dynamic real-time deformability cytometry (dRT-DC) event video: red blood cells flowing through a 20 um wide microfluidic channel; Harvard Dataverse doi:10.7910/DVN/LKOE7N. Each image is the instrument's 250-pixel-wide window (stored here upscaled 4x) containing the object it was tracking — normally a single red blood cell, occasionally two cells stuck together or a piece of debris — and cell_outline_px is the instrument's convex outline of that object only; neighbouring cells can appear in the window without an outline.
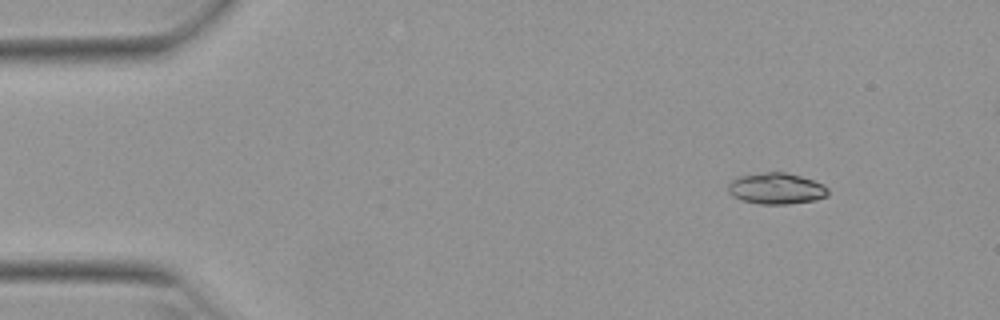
{"species": "Egyptian fruit bat (a non-hibernating species)", "species_latin": "Rousettus aegyptiacus", "temperature_condition": "warm", "stored_images_in_passage": 48, "camera_frame_rate_fps": 3000, "um_per_image_px": 0.085, "animal": {"sex": "female"}, "frame": {"image": 1, "passage_image": 1, "time_ms": 0.0, "image_size_px": [1000, 320], "cell_outline_px": [[828, 196], [816, 200], [788, 204], [760, 204], [740, 200], [732, 196], [728, 192], [728, 184], [736, 176], [768, 172], [784, 172], [800, 176], [824, 184], [828, 188]], "centroid_in_image_um": [65.97, 16.03], "position_along_channel_um": 19.0, "area_um2": 18.32}}
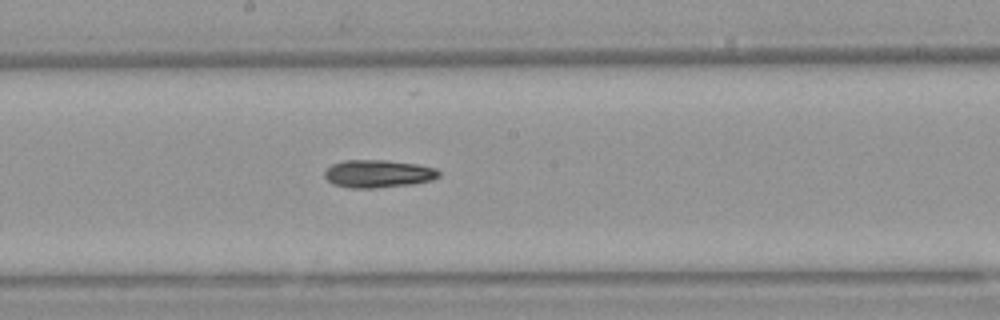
{"frame": {"image": 2, "passage_image": 23, "time_ms": 7.333, "image_size_px": [1000, 320], "cell_outline_px": [[440, 176], [432, 180], [412, 184], [376, 188], [352, 188], [332, 184], [324, 176], [324, 172], [332, 164], [344, 160], [388, 160], [416, 164], [436, 168], [440, 172]], "centroid_in_image_um": [32.15, 14.76], "position_along_channel_um": 216.1, "area_um2": 18.55}}
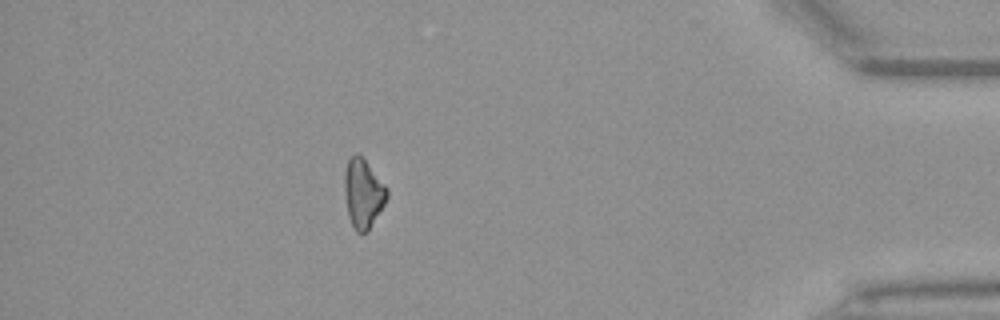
{"frame": {"image": 3, "passage_image": 41, "time_ms": 13.333, "image_size_px": [1000, 320], "cell_outline_px": [[388, 196], [384, 204], [368, 228], [364, 232], [356, 232], [348, 216], [344, 192], [344, 172], [348, 160], [352, 156], [360, 156], [364, 160], [388, 188]], "centroid_in_image_um": [30.85, 16.44], "position_along_channel_um": 404.4, "area_um2": 16.53}}